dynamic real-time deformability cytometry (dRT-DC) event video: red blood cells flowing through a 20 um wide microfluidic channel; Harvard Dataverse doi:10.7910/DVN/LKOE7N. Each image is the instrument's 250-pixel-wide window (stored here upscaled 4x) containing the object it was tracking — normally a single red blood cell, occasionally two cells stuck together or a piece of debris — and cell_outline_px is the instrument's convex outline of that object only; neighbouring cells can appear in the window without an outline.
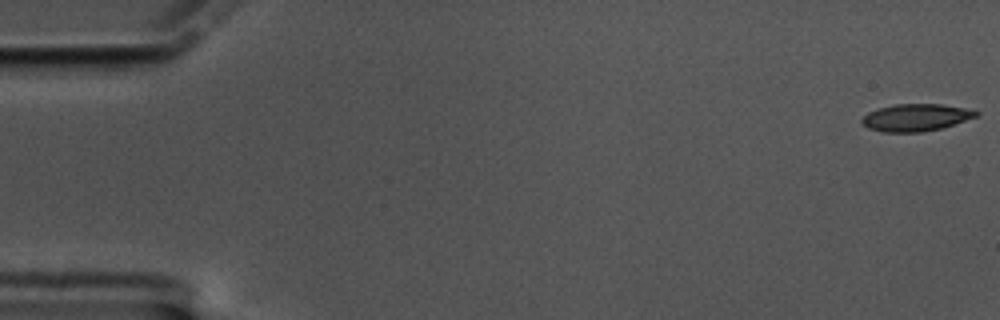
{"species": "common noctule bat (a hibernating species)", "species_latin": "Nyctalus noctula", "temperature_condition": "cold", "stored_images_in_passage": 60, "camera_frame_rate_fps": 3000, "um_per_image_px": 0.085, "animal": {"sex": "male", "body_mass_g": 17.5, "forearm_length_mm": 52.3}, "frame": {"image": 1, "passage_image": 1, "time_ms": 0.0, "image_size_px": [1000, 320], "cell_outline_px": [[980, 112], [976, 116], [940, 128], [920, 132], [880, 132], [868, 128], [860, 124], [860, 120], [868, 112], [880, 108], [896, 104], [940, 104], [964, 108]], "centroid_in_image_um": [77.76, 9.99], "position_along_channel_um": 7.2, "area_um2": 17.86}}
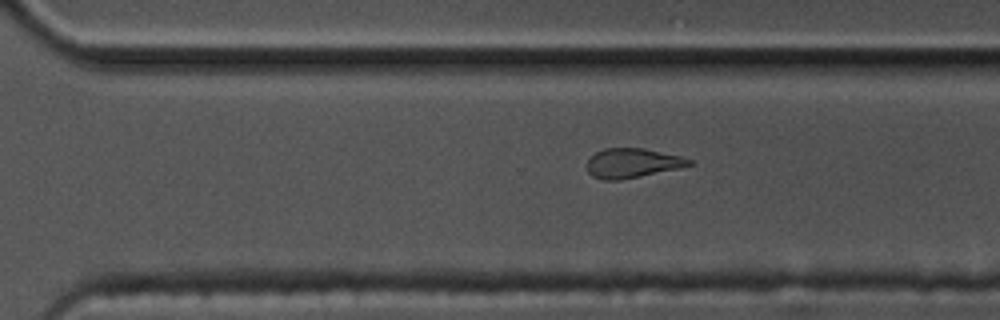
{"frame": {"image": 2, "passage_image": 41, "time_ms": 13.333, "image_size_px": [1000, 320], "cell_outline_px": [[692, 164], [676, 168], [640, 176], [620, 180], [604, 180], [592, 176], [588, 172], [588, 160], [596, 152], [604, 148], [644, 148], [680, 156], [692, 160]], "centroid_in_image_um": [53.71, 13.85], "position_along_channel_um": 316.9, "area_um2": 17.22}}
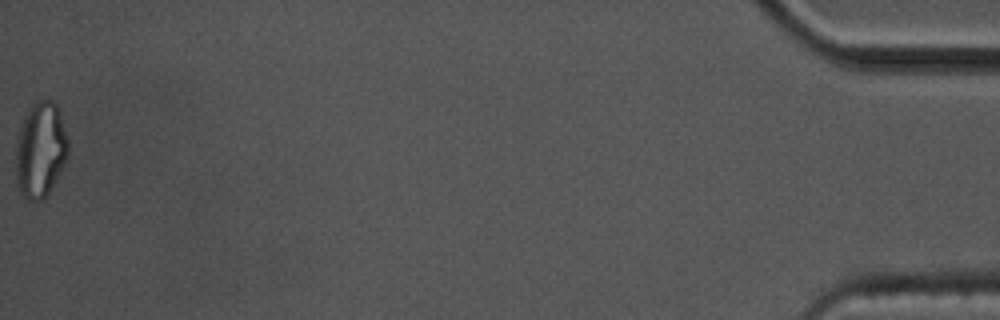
{"frame": {"image": 3, "passage_image": 60, "time_ms": 19.667, "image_size_px": [1000, 320], "cell_outline_px": [[68, 156], [64, 164], [44, 200], [28, 200], [20, 192], [16, 184], [16, 148], [20, 128], [24, 116], [28, 108], [36, 100], [52, 100], [56, 104], [60, 112], [68, 140]], "centroid_in_image_um": [3.44, 12.73], "position_along_channel_um": 431.8, "area_um2": 29.13}, "authors_computed_cell_mechanics": {"area_um2": 18.5249, "velocity_mm_per_s": 3.3814, "shape_relaxation_time_tau1_ms": 6.0789, "shape_relaxation_time_tau2_ms": 1.9606, "deformation_change_tau1": 0.1569, "deformation_change_tau2": 0.0919}}